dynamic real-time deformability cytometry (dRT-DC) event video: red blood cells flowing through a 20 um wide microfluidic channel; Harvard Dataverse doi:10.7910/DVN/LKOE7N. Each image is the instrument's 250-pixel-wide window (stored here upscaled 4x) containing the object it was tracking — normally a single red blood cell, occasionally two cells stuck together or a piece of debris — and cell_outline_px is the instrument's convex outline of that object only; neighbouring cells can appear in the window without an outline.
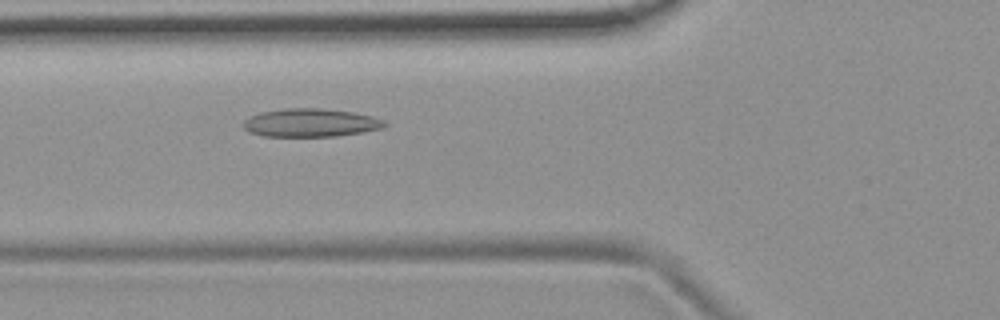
{"species": "common noctule bat (a hibernating species)", "species_latin": "Nyctalus noctula", "temperature_condition": "room temperature", "stored_images_in_passage": 41, "camera_frame_rate_fps": 3000, "um_per_image_px": 0.085, "animal": {"sex": "female", "body_mass_g": 19.9}, "frame": {"image": 1, "passage_image": 8, "time_ms": 2.333, "image_size_px": [1000, 320], "cell_outline_px": [[388, 124], [384, 128], [364, 132], [336, 136], [264, 136], [248, 132], [244, 128], [244, 120], [260, 112], [288, 108], [324, 108], [352, 112], [372, 116], [384, 120]], "centroid_in_image_um": [26.44, 10.43], "position_along_channel_um": 99.4, "area_um2": 23.29}}
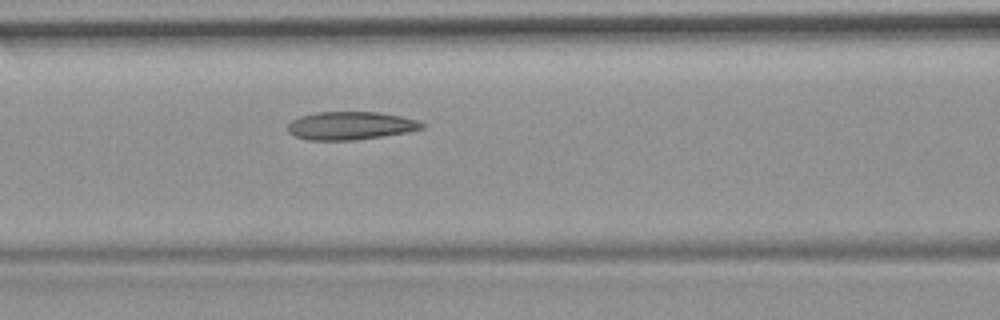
{"frame": {"image": 2, "passage_image": 11, "time_ms": 3.333, "image_size_px": [1000, 320], "cell_outline_px": [[424, 128], [408, 132], [352, 140], [308, 140], [296, 136], [288, 132], [288, 124], [292, 120], [300, 116], [316, 112], [380, 112], [400, 116], [416, 120], [424, 124]], "centroid_in_image_um": [29.77, 10.67], "position_along_channel_um": 136.8, "area_um2": 21.79}}
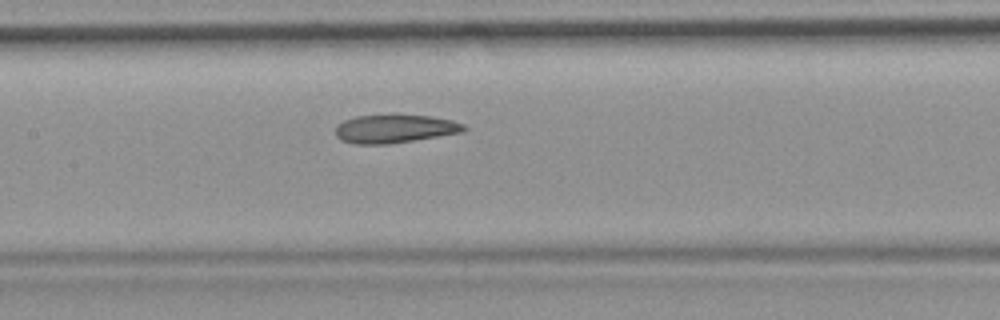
{"frame": {"image": 3, "passage_image": 14, "time_ms": 4.333, "image_size_px": [1000, 320], "cell_outline_px": [[468, 128], [464, 132], [388, 144], [352, 144], [336, 136], [336, 128], [344, 120], [356, 116], [392, 112], [396, 112], [432, 116], [452, 120], [464, 124]], "centroid_in_image_um": [33.59, 10.89], "position_along_channel_um": 173.8, "area_um2": 21.96}}